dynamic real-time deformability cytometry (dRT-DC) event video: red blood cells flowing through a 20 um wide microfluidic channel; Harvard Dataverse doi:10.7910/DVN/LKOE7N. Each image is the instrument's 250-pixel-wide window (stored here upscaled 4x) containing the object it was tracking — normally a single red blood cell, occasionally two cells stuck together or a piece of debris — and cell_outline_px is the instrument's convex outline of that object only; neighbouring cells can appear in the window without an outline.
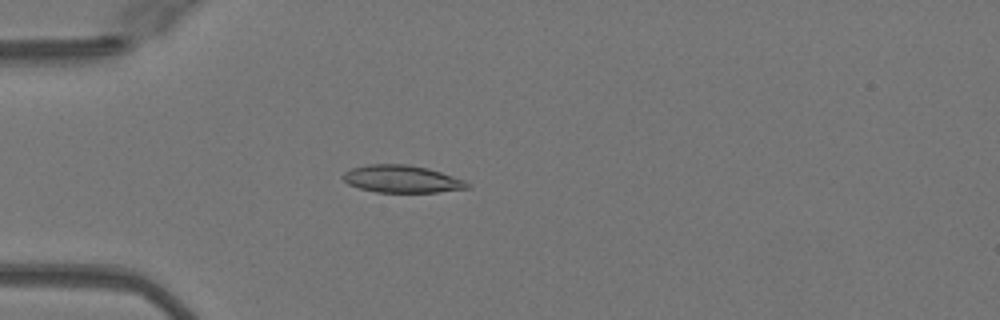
{"species": "Egyptian fruit bat (a non-hibernating species)", "species_latin": "Rousettus aegyptiacus", "temperature_condition": "warm", "stored_images_in_passage": 51, "camera_frame_rate_fps": 3000, "um_per_image_px": 0.085, "animal": {"sex": "female"}, "frame": {"image": 1, "passage_image": 15, "time_ms": 4.667, "image_size_px": [1000, 320], "cell_outline_px": [[472, 188], [436, 192], [376, 192], [360, 188], [348, 184], [340, 176], [344, 172], [352, 168], [368, 164], [408, 164], [428, 168], [464, 180], [472, 184]], "centroid_in_image_um": [34.17, 15.21], "position_along_channel_um": 50.8, "area_um2": 19.94}}
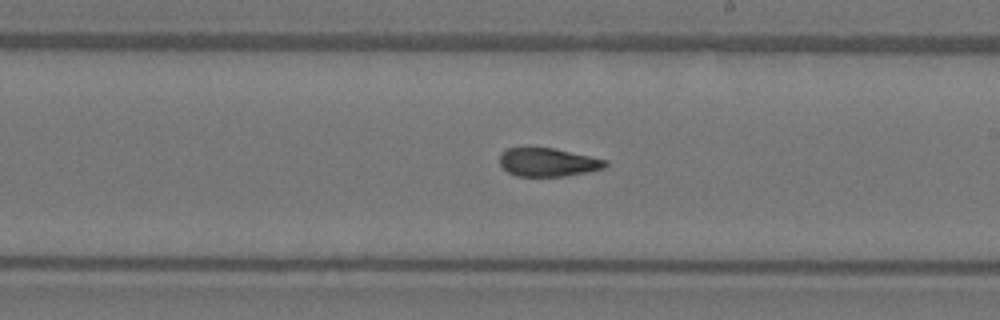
{"frame": {"image": 2, "passage_image": 30, "time_ms": 9.667, "image_size_px": [1000, 320], "cell_outline_px": [[608, 164], [604, 168], [588, 172], [564, 176], [516, 176], [508, 172], [500, 164], [500, 152], [508, 148], [552, 148], [608, 160]], "centroid_in_image_um": [46.58, 13.8], "position_along_channel_um": 242.4, "area_um2": 17.4}}
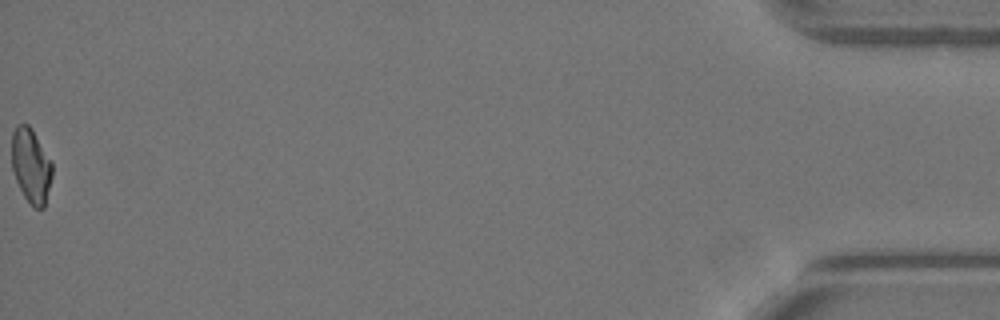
{"frame": {"image": 3, "passage_image": 51, "time_ms": 16.667, "image_size_px": [1000, 320], "cell_outline_px": [[52, 176], [44, 208], [32, 208], [24, 196], [16, 180], [12, 168], [12, 132], [16, 124], [28, 124], [32, 128], [52, 164]], "centroid_in_image_um": [2.62, 14.08], "position_along_channel_um": 432.6, "area_um2": 17.51}, "authors_computed_cell_mechanics": {"area_um2": 18.6694, "velocity_mm_per_s": 4.0937, "shape_relaxation_time_tau1_ms": null, "shape_relaxation_time_tau2_ms": 3.0988, "deformation_change_tau1": null, "deformation_change_tau2": 0.0963}}